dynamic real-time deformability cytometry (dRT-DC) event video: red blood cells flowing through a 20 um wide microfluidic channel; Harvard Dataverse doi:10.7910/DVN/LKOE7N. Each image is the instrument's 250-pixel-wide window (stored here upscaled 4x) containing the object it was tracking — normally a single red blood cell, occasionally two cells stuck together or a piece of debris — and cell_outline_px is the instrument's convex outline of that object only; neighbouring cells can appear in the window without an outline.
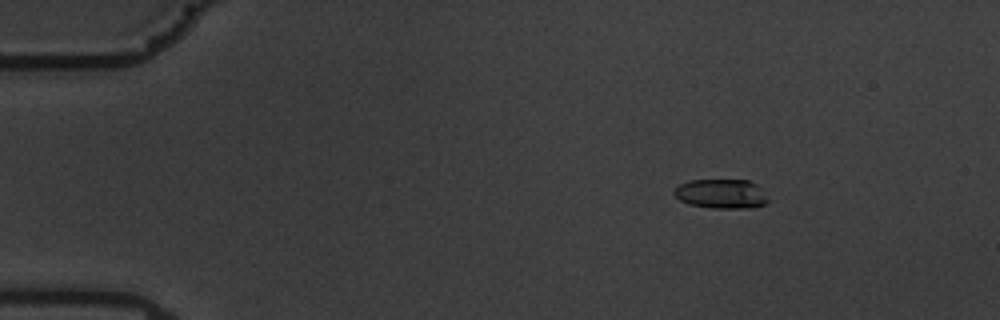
{"species": "common noctule bat (a hibernating species)", "species_latin": "Nyctalus noctula", "temperature_condition": "warm", "stored_images_in_passage": 54, "camera_frame_rate_fps": 3000, "um_per_image_px": 0.085, "animal": {"sex": "male", "body_mass_g": 19.5, "forearm_length_mm": 54.6}, "frame": {"image": 1, "passage_image": 4, "time_ms": 1.0, "image_size_px": [1000, 320], "cell_outline_px": [[768, 200], [764, 204], [752, 208], [712, 208], [688, 204], [680, 200], [672, 192], [680, 184], [688, 180], [748, 180], [756, 184]], "centroid_in_image_um": [61.27, 16.47], "position_along_channel_um": 23.7, "area_um2": 15.95}}
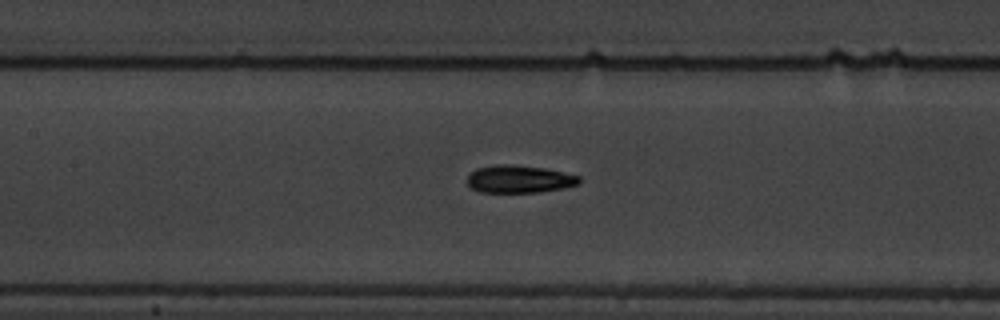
{"frame": {"image": 2, "passage_image": 23, "time_ms": 7.333, "image_size_px": [1000, 320], "cell_outline_px": [[580, 184], [564, 188], [540, 192], [480, 192], [472, 188], [468, 184], [468, 176], [476, 168], [496, 164], [508, 164], [544, 168], [580, 176]], "centroid_in_image_um": [44.15, 15.22], "position_along_channel_um": 163.3, "area_um2": 17.98}}
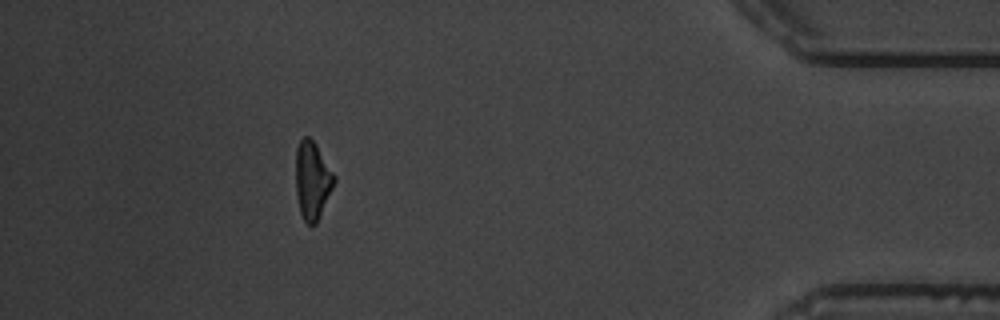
{"frame": {"image": 3, "passage_image": 48, "time_ms": 15.667, "image_size_px": [1000, 320], "cell_outline_px": [[336, 180], [316, 224], [308, 224], [304, 220], [300, 212], [296, 192], [296, 148], [300, 140], [304, 136], [308, 136], [316, 144], [336, 176]], "centroid_in_image_um": [26.55, 15.3], "position_along_channel_um": 408.7, "area_um2": 17.34}, "authors_computed_cell_mechanics": {"area_um2": 17.6868, "velocity_mm_per_s": 3.5388, "shape_relaxation_time_tau1_ms": 4.7226, "shape_relaxation_time_tau2_ms": 0.8559, "deformation_change_tau1": 0.1736, "deformation_change_tau2": 0.0692}}